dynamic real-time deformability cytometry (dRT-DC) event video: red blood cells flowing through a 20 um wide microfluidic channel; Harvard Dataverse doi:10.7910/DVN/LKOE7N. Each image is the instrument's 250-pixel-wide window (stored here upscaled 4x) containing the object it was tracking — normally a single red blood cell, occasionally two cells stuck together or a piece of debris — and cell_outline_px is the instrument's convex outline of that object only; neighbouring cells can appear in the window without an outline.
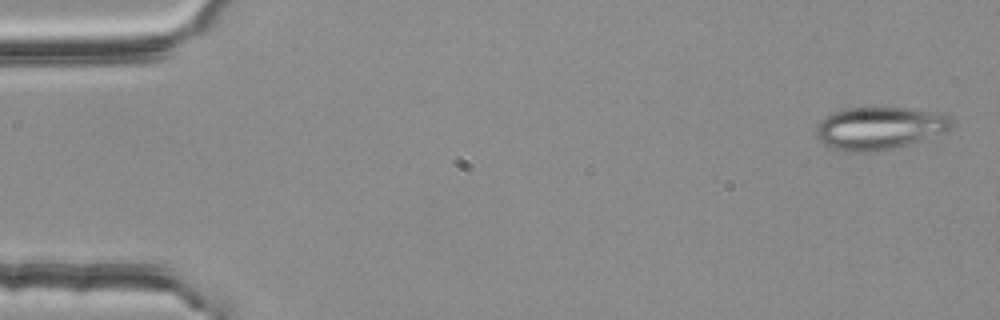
{"species": "common noctule bat (a hibernating species)", "species_latin": "Nyctalus noctula", "temperature_condition": "room temperature", "stored_images_in_passage": 5, "camera_frame_rate_fps": 3000, "um_per_image_px": 0.085, "animal": {"sex": "female", "body_mass_g": 25.1}, "frame": {"image": 1, "passage_image": 1, "time_ms": 0.0, "image_size_px": [1000, 320], "cell_outline_px": [[952, 128], [944, 132], [892, 148], [864, 152], [848, 152], [824, 144], [816, 136], [816, 124], [820, 120], [836, 112], [848, 108], [908, 108], [940, 112], [952, 116]], "centroid_in_image_um": [74.77, 10.87], "position_along_channel_um": 10.2, "area_um2": 33.18}}